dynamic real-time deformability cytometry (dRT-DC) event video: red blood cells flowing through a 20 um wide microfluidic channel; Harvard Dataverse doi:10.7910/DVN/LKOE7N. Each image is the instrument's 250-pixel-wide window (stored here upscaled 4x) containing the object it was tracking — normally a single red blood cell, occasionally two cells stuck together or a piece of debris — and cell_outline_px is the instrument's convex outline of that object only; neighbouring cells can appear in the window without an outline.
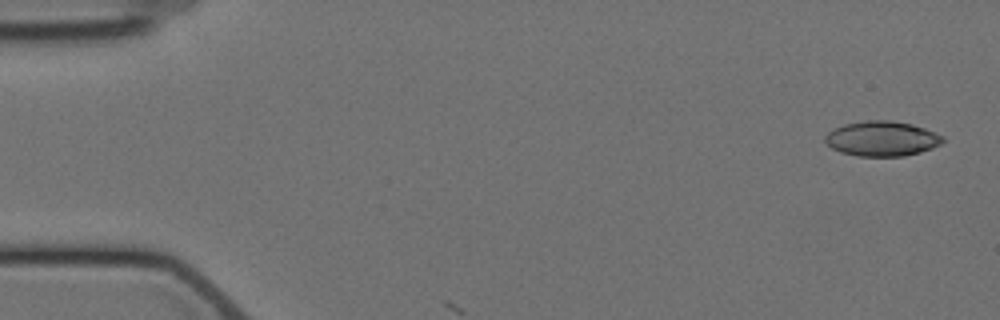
{"species": "Egyptian fruit bat (a non-hibernating species)", "species_latin": "Rousettus aegyptiacus", "temperature_condition": "cold", "stored_images_in_passage": 3, "segment_of_instrument_passage": [2, 2], "camera_frame_rate_fps": 3000, "um_per_image_px": 0.085, "animal": {"sex": "female"}, "frame": {"image": 1, "passage_image": 3, "time_ms": 3.667, "image_size_px": [1000, 320], "cell_outline_px": [[944, 140], [940, 144], [932, 148], [920, 152], [904, 156], [856, 156], [840, 152], [832, 148], [824, 140], [824, 136], [828, 132], [844, 124], [868, 120], [888, 120], [912, 124], [924, 128], [944, 136]], "centroid_in_image_um": [74.96, 11.79], "position_along_channel_um": 10.0, "area_um2": 23.93}}